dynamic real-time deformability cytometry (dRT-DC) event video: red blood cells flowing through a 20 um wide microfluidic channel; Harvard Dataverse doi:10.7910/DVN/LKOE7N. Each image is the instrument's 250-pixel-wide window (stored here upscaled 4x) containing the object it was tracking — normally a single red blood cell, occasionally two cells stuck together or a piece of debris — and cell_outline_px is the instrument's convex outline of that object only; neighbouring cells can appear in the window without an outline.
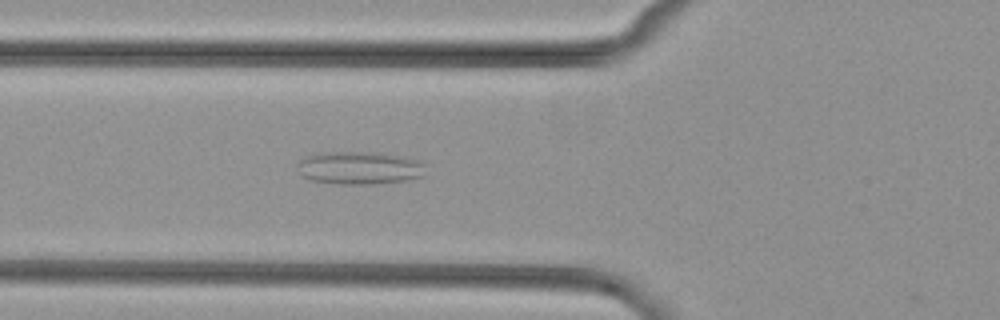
{"species": "common noctule bat (a hibernating species)", "species_latin": "Nyctalus noctula", "temperature_condition": "cold", "stored_images_in_passage": 42, "camera_frame_rate_fps": 3000, "um_per_image_px": 0.085, "animal": {"sex": "female", "body_mass_g": 29.2, "forearm_length_mm": 56.3}, "frame": {"image": 1, "passage_image": 9, "time_ms": 2.667, "image_size_px": [1000, 320], "cell_outline_px": [[428, 164], [424, 176], [408, 180], [372, 184], [340, 184], [312, 180], [304, 176], [300, 172], [300, 160], [304, 156], [320, 152], [376, 152], [400, 156], [420, 160]], "centroid_in_image_um": [30.65, 14.26], "position_along_channel_um": 95.2, "area_um2": 24.74}}
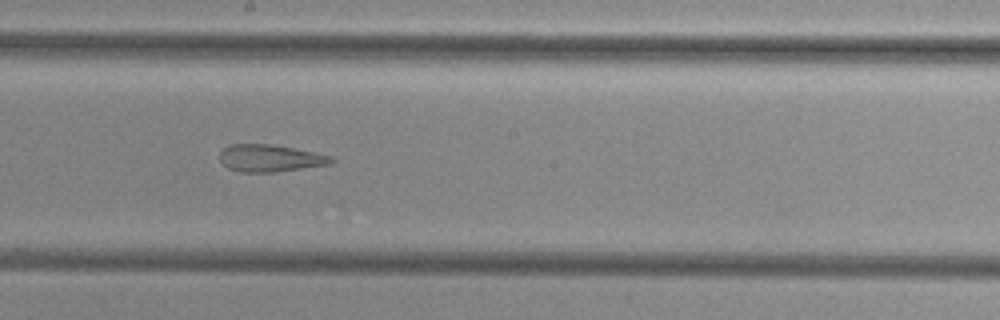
{"frame": {"image": 2, "passage_image": 19, "time_ms": 6.0, "image_size_px": [1000, 320], "cell_outline_px": [[336, 160], [332, 164], [276, 172], [240, 172], [228, 168], [220, 160], [220, 152], [228, 144], [268, 144], [292, 148], [332, 156]], "centroid_in_image_um": [22.96, 13.45], "position_along_channel_um": 225.2, "area_um2": 17.63}}
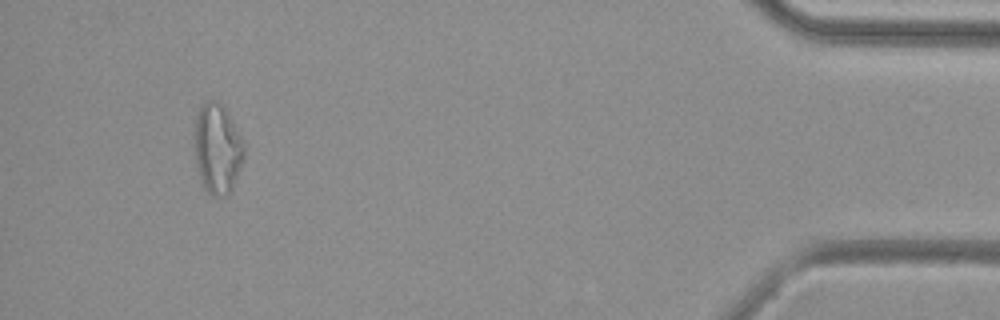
{"frame": {"image": 3, "passage_image": 39, "time_ms": 12.667, "image_size_px": [1000, 320], "cell_outline_px": [[244, 156], [240, 168], [232, 188], [224, 196], [212, 196], [204, 188], [192, 156], [192, 140], [196, 112], [200, 104], [204, 100], [216, 100], [228, 112], [244, 144]], "centroid_in_image_um": [18.4, 12.59], "position_along_channel_um": 416.8, "area_um2": 26.7}}